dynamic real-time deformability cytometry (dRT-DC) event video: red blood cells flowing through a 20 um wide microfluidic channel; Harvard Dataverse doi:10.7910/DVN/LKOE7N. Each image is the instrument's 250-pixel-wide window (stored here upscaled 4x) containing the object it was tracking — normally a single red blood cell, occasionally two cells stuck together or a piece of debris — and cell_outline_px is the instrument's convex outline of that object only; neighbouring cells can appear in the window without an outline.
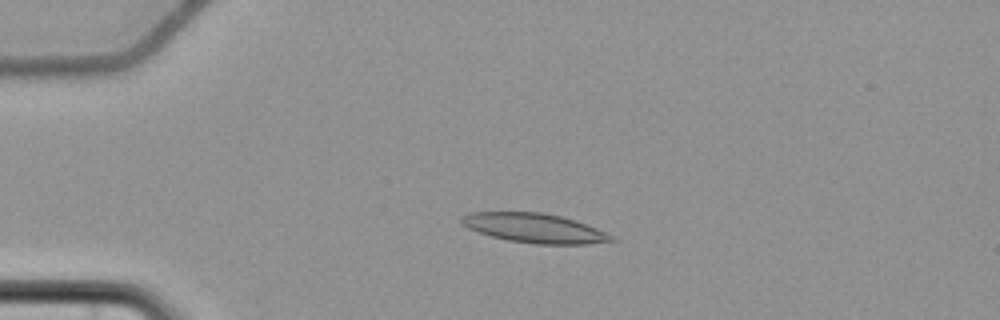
{"species": "common noctule bat (a hibernating species)", "species_latin": "Nyctalus noctula", "temperature_condition": "cold", "stored_images_in_passage": 57, "camera_frame_rate_fps": 3000, "um_per_image_px": 0.085, "animal": {"sex": "female", "body_mass_g": 22.7, "forearm_length_mm": 54.2}, "frame": {"image": 1, "passage_image": 14, "time_ms": 4.333, "image_size_px": [1000, 320], "cell_outline_px": [[620, 240], [584, 244], [536, 244], [508, 240], [492, 236], [468, 228], [460, 224], [460, 216], [472, 212], [544, 212], [576, 220], [588, 224], [616, 236]], "centroid_in_image_um": [45.48, 19.38], "position_along_channel_um": 39.5, "area_um2": 25.89}}
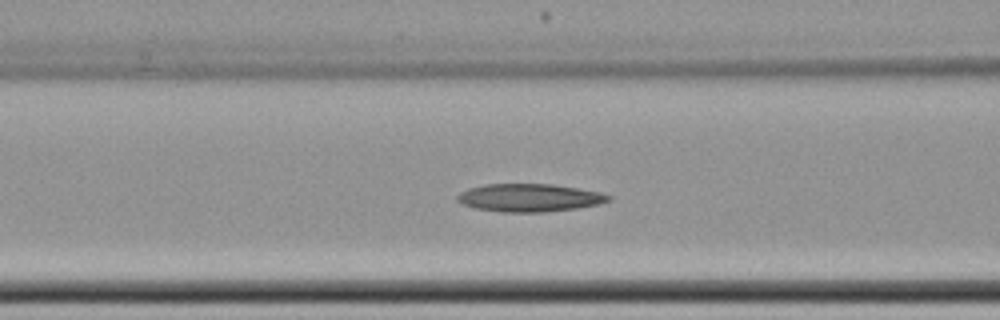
{"frame": {"image": 2, "passage_image": 24, "time_ms": 7.667, "image_size_px": [1000, 320], "cell_outline_px": [[612, 200], [600, 204], [576, 208], [544, 212], [504, 212], [476, 208], [464, 204], [456, 200], [456, 196], [460, 192], [468, 188], [484, 184], [552, 184], [600, 192], [612, 196]], "centroid_in_image_um": [45.01, 16.8], "position_along_channel_um": 121.6, "area_um2": 24.57}}
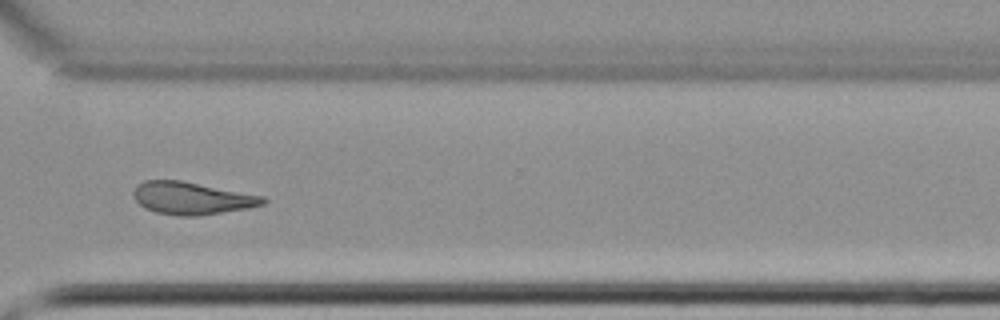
{"frame": {"image": 3, "passage_image": 43, "time_ms": 14.0, "image_size_px": [1000, 320], "cell_outline_px": [[268, 200], [264, 204], [248, 208], [196, 216], [180, 216], [156, 212], [144, 208], [132, 196], [132, 192], [136, 184], [144, 180], [180, 180], [264, 196]], "centroid_in_image_um": [16.27, 16.84], "position_along_channel_um": 354.3, "area_um2": 24.51}}